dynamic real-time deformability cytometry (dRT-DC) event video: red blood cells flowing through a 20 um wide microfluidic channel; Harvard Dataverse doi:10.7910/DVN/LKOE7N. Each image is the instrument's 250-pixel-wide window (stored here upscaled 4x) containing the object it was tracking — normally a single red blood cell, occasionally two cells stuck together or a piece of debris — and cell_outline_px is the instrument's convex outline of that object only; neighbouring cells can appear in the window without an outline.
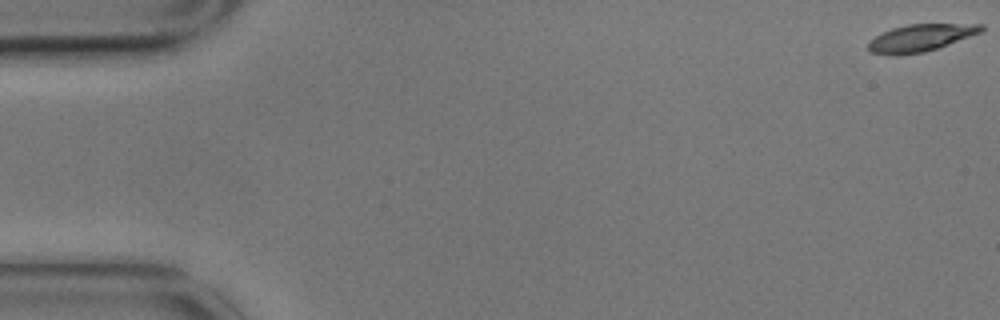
{"species": "common noctule bat (a hibernating species)", "species_latin": "Nyctalus noctula", "temperature_condition": "cold", "stored_images_in_passage": 6, "camera_frame_rate_fps": 3000, "um_per_image_px": 0.085, "animal": {"sex": "male", "body_mass_g": 17.9}, "frame": {"image": 1, "passage_image": 1, "time_ms": 0.0, "image_size_px": [1000, 320], "cell_outline_px": [[984, 28], [980, 32], [948, 44], [924, 52], [896, 56], [892, 56], [868, 52], [868, 44], [876, 36], [892, 28], [908, 24], [984, 24]], "centroid_in_image_um": [78.2, 3.23], "position_along_channel_um": 6.8, "area_um2": 17.69}}
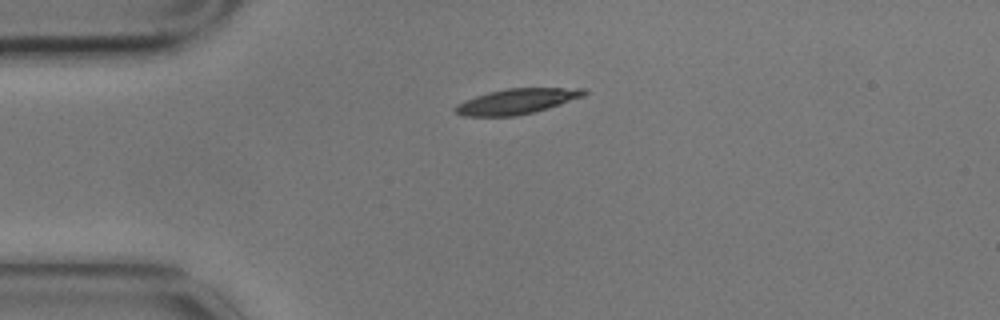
{"frame": {"image": 2, "passage_image": 4, "time_ms": 1.0, "image_size_px": [1000, 320], "cell_outline_px": [[588, 92], [584, 96], [536, 112], [516, 116], [464, 116], [456, 112], [452, 108], [456, 104], [464, 100], [488, 92], [508, 88], [588, 88]], "centroid_in_image_um": [43.93, 8.61], "position_along_channel_um": 41.1, "area_um2": 19.13}}